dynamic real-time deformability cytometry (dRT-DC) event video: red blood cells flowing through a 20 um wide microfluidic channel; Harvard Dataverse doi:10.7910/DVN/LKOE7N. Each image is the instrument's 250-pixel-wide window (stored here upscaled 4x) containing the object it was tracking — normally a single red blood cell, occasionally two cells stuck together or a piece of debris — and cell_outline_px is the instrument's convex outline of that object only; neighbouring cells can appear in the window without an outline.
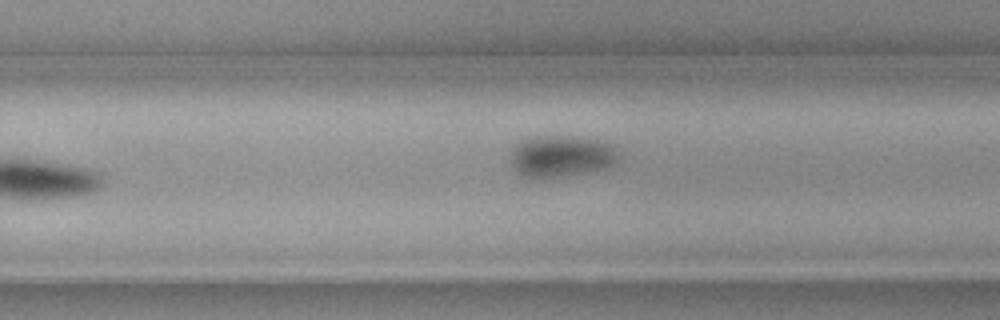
{"species": "common noctule bat (a hibernating species)", "species_latin": "Nyctalus noctula", "temperature_condition": "cold", "stored_images_in_passage": 10, "camera_frame_rate_fps": 3000, "um_per_image_px": 0.085, "animal": {"sex": "female", "body_mass_g": 19.3, "forearm_length_mm": 54.1}, "frame": {"image": 1, "passage_image": 9, "time_ms": 2.667, "image_size_px": [1000, 320], "cell_outline_px": [[620, 160], [604, 168], [556, 176], [524, 176], [512, 164], [508, 152], [508, 148], [520, 140], [536, 136], [572, 136], [600, 140], [612, 144], [620, 156]], "centroid_in_image_um": [47.68, 13.21], "position_along_channel_um": 282.1, "area_um2": 25.89}}
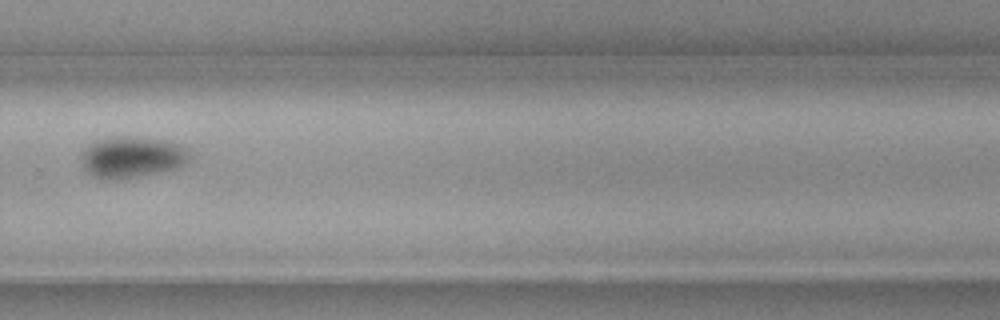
{"frame": {"image": 2, "passage_image": 10, "time_ms": 3.0, "image_size_px": [1000, 320], "cell_outline_px": [[188, 160], [184, 164], [172, 168], [156, 172], [136, 176], [92, 176], [84, 168], [80, 160], [80, 156], [84, 148], [88, 144], [96, 140], [120, 136], [124, 136], [160, 140], [180, 144], [188, 152]], "centroid_in_image_um": [11.16, 13.3], "position_along_channel_um": 318.6, "area_um2": 24.85}}